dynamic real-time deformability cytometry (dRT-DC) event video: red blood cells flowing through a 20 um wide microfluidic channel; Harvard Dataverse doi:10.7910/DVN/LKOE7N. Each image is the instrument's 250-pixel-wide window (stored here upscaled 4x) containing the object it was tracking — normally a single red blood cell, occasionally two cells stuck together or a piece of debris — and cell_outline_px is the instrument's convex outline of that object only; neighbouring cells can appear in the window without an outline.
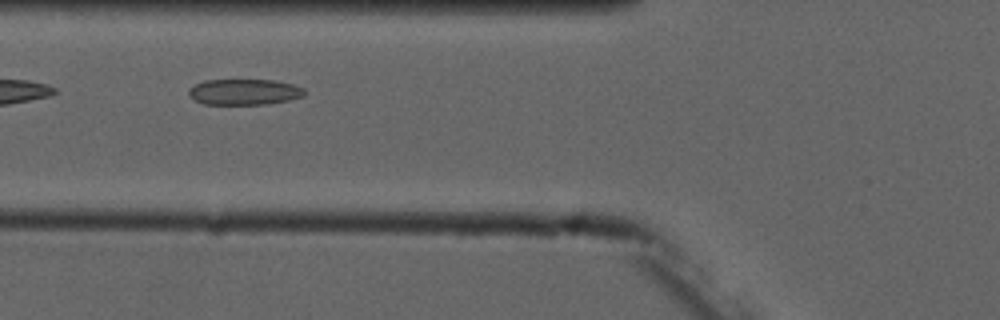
{"species": "common noctule bat (a hibernating species)", "species_latin": "Nyctalus noctula", "temperature_condition": "cold", "stored_images_in_passage": 4, "camera_frame_rate_fps": 3000, "um_per_image_px": 0.085, "animal": {"sex": "male", "forearm_length_mm": 52.5}, "frame": {"image": 1, "passage_image": 3, "time_ms": 2.333, "image_size_px": [1000, 320], "cell_outline_px": [[304, 96], [288, 100], [268, 104], [204, 104], [196, 100], [188, 92], [196, 84], [204, 80], [276, 80], [292, 84], [304, 88]], "centroid_in_image_um": [20.81, 7.81], "position_along_channel_um": 105.0, "area_um2": 17.22}}
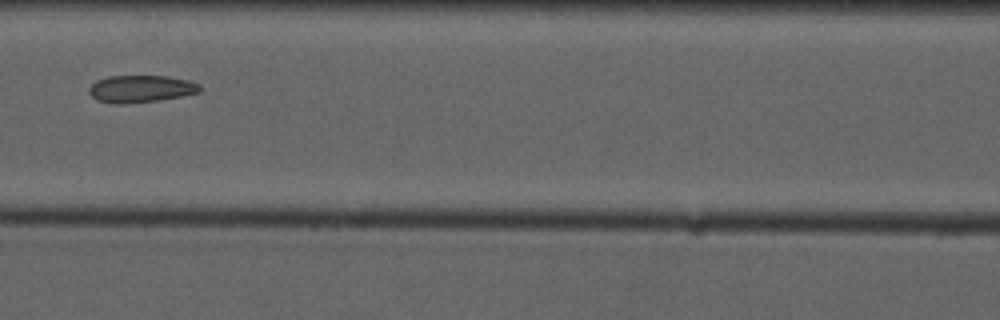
{"frame": {"image": 2, "passage_image": 4, "time_ms": 3.667, "image_size_px": [1000, 320], "cell_outline_px": [[200, 92], [180, 96], [156, 100], [124, 104], [116, 104], [96, 100], [88, 92], [88, 88], [96, 80], [108, 76], [168, 76], [188, 80], [200, 84]], "centroid_in_image_um": [11.93, 7.54], "position_along_channel_um": 154.7, "area_um2": 17.51}}